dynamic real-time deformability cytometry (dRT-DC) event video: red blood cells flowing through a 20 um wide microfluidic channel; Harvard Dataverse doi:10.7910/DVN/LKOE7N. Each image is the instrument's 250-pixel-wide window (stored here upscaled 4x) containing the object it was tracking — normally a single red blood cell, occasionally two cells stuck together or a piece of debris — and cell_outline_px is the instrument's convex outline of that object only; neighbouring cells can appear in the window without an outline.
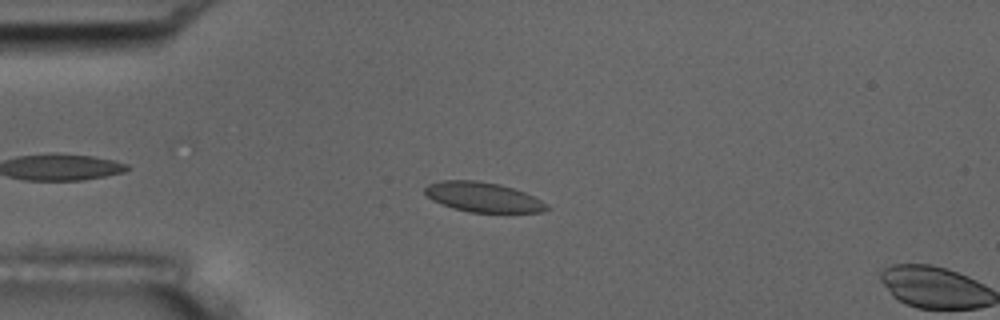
{"species": "common noctule bat (a hibernating species)", "species_latin": "Nyctalus noctula", "temperature_condition": "room temperature", "stored_images_in_passage": 8, "camera_frame_rate_fps": 3000, "um_per_image_px": 0.085, "animal": {"sex": "male", "body_mass_g": 17.5, "forearm_length_mm": 52.3}, "frame": {"image": 1, "passage_image": 7, "time_ms": 2.0, "image_size_px": [1000, 320], "cell_outline_px": [[552, 208], [544, 212], [468, 212], [452, 208], [432, 200], [424, 192], [424, 188], [428, 184], [440, 180], [476, 180], [500, 184], [524, 192], [548, 204]], "centroid_in_image_um": [41.05, 16.75], "position_along_channel_um": 43.9, "area_um2": 21.21}}